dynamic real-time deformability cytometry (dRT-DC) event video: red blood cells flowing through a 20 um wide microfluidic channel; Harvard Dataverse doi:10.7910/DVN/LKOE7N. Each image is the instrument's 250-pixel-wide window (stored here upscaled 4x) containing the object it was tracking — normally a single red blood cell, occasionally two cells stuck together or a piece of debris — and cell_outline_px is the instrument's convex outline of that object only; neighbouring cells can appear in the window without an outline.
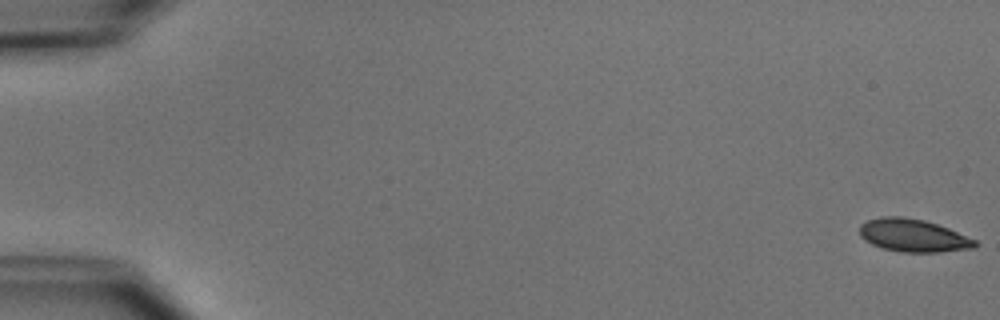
{"species": "common noctule bat (a hibernating species)", "species_latin": "Nyctalus noctula", "temperature_condition": "cold", "stored_images_in_passage": 5, "camera_frame_rate_fps": 3000, "um_per_image_px": 0.085, "animal": {"sex": "male", "body_mass_g": 15.6}, "frame": {"image": 1, "passage_image": 1, "time_ms": 0.0, "image_size_px": [1000, 320], "cell_outline_px": [[980, 244], [976, 248], [940, 252], [900, 252], [884, 248], [872, 244], [864, 240], [860, 236], [860, 224], [868, 220], [880, 216], [900, 216], [924, 220], [948, 228], [976, 240]], "centroid_in_image_um": [77.63, 20.02], "position_along_channel_um": 7.4, "area_um2": 22.14}}
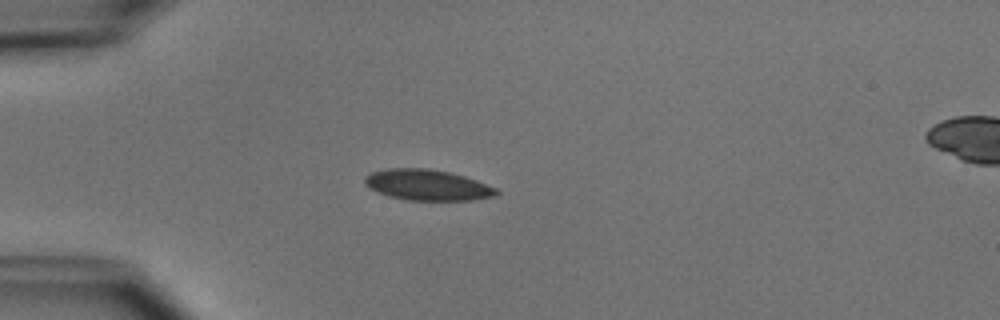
{"frame": {"image": 2, "passage_image": 4, "time_ms": 4.667, "image_size_px": [1000, 320], "cell_outline_px": [[500, 192], [496, 196], [476, 200], [404, 200], [388, 196], [364, 184], [364, 176], [372, 172], [388, 168], [428, 168], [448, 172], [464, 176], [476, 180], [496, 188]], "centroid_in_image_um": [36.34, 15.73], "position_along_channel_um": 48.7, "area_um2": 23.64}}